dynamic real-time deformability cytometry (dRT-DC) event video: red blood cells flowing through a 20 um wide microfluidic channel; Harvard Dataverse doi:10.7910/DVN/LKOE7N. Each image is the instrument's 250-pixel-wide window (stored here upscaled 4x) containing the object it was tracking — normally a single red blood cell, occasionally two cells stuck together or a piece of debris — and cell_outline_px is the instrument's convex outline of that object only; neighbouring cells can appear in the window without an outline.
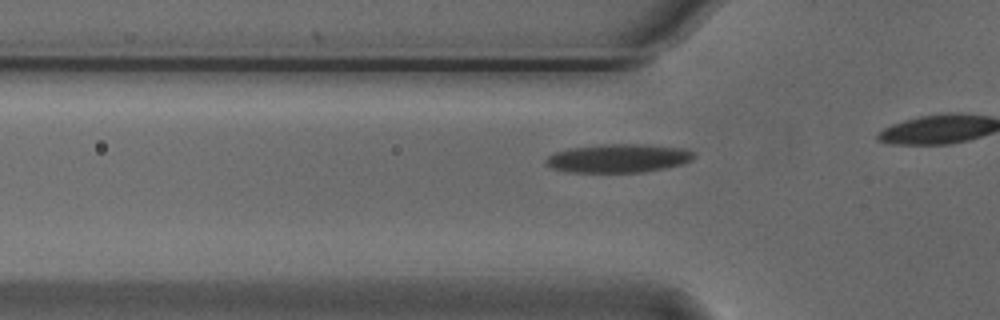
{"species": "Egyptian fruit bat (a non-hibernating species)", "species_latin": "Rousettus aegyptiacus", "temperature_condition": "cold", "stored_images_in_passage": 19, "camera_frame_rate_fps": 3000, "um_per_image_px": 0.085, "animal": {"sex": "male"}, "frame": {"image": 1, "passage_image": 14, "time_ms": 4.333, "image_size_px": [1000, 320], "cell_outline_px": [[696, 156], [692, 160], [680, 164], [664, 168], [644, 172], [564, 172], [552, 168], [544, 160], [548, 156], [556, 152], [572, 148], [604, 144], [644, 144], [684, 148], [692, 152]], "centroid_in_image_um": [52.57, 13.45], "position_along_channel_um": 73.2, "area_um2": 24.51}}
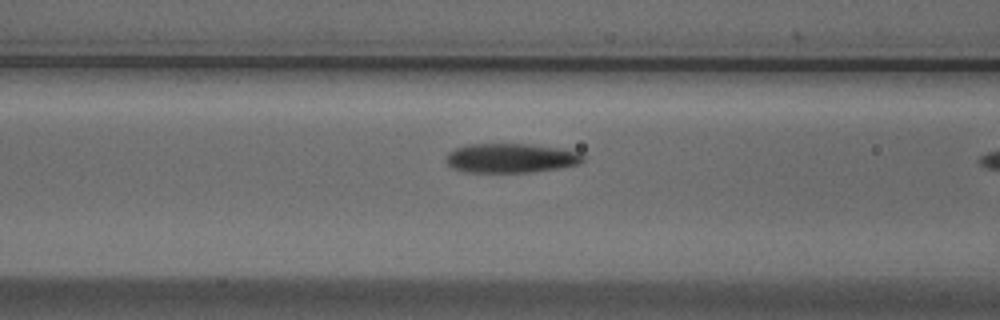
{"frame": {"image": 2, "passage_image": 18, "time_ms": 5.667, "image_size_px": [1000, 320], "cell_outline_px": [[584, 160], [580, 164], [532, 172], [464, 172], [452, 168], [444, 160], [448, 152], [456, 148], [468, 144], [532, 144], [560, 148], [576, 152], [584, 156]], "centroid_in_image_um": [43.38, 13.44], "position_along_channel_um": 123.2, "area_um2": 23.47}}